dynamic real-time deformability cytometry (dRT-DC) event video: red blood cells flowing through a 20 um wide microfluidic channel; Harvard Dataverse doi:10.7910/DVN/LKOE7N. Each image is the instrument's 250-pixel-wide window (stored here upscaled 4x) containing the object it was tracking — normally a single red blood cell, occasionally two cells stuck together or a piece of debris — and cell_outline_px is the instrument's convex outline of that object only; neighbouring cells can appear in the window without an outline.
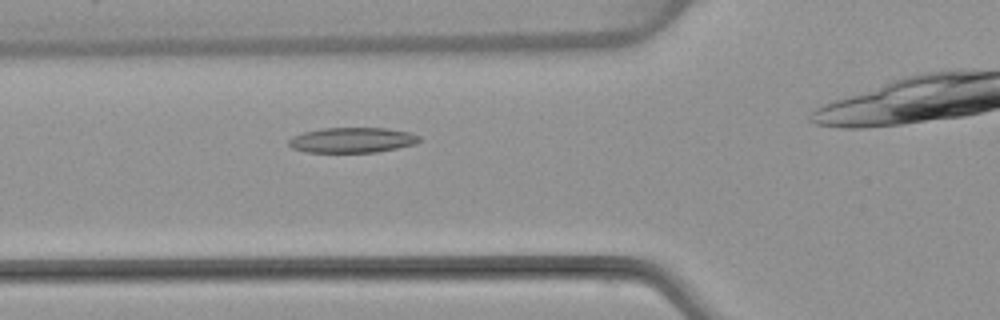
{"species": "common noctule bat (a hibernating species)", "species_latin": "Nyctalus noctula", "temperature_condition": "warm", "stored_images_in_passage": 5, "camera_frame_rate_fps": 3000, "um_per_image_px": 0.085, "animal": {"sex": "female", "body_mass_g": 22.7, "forearm_length_mm": 54.2}, "frame": {"image": 1, "passage_image": 3, "time_ms": 2.333, "image_size_px": [1000, 320], "cell_outline_px": [[420, 140], [416, 144], [376, 152], [304, 152], [292, 148], [288, 144], [288, 140], [292, 136], [304, 132], [324, 128], [384, 128], [408, 132], [420, 136]], "centroid_in_image_um": [29.91, 11.91], "position_along_channel_um": 95.9, "area_um2": 19.13}}